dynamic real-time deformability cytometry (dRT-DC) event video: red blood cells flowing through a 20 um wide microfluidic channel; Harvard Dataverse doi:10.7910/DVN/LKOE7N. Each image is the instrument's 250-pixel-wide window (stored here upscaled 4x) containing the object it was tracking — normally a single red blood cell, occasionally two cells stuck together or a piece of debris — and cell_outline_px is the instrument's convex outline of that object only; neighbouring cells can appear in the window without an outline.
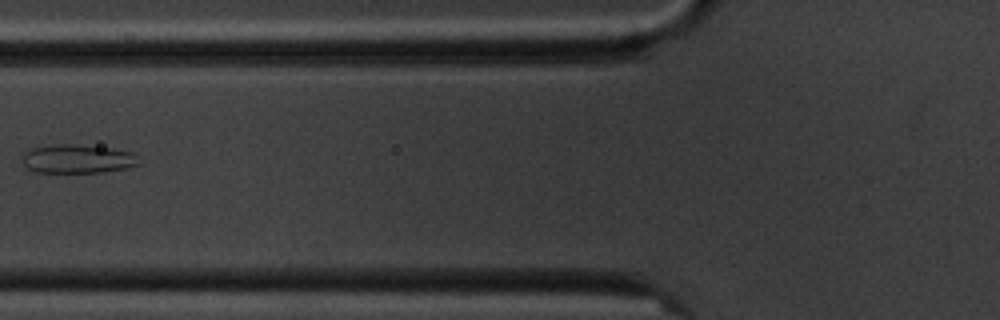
{"species": "common noctule bat (a hibernating species)", "species_latin": "Nyctalus noctula", "temperature_condition": "cold", "stored_images_in_passage": 5, "camera_frame_rate_fps": 3000, "um_per_image_px": 0.085, "animal": {"sex": "male", "body_mass_g": 20.1, "forearm_length_mm": 53.5}, "frame": {"image": 1, "passage_image": 2, "time_ms": 1.333, "image_size_px": [1000, 320], "cell_outline_px": [[144, 164], [104, 172], [36, 172], [28, 168], [24, 164], [24, 152], [32, 148], [60, 144], [72, 144], [112, 148], [132, 152]], "centroid_in_image_um": [6.66, 13.51], "position_along_channel_um": 119.1, "area_um2": 19.42}}
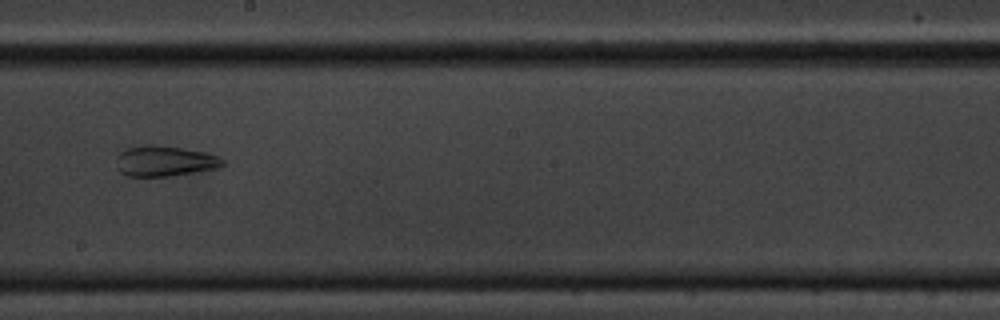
{"frame": {"image": 2, "passage_image": 5, "time_ms": 4.667, "image_size_px": [1000, 320], "cell_outline_px": [[224, 164], [216, 168], [168, 176], [128, 176], [120, 172], [116, 168], [116, 156], [120, 152], [128, 148], [144, 144], [156, 144], [204, 152], [216, 156], [224, 160]], "centroid_in_image_um": [13.92, 13.68], "position_along_channel_um": 234.3, "area_um2": 18.79}}